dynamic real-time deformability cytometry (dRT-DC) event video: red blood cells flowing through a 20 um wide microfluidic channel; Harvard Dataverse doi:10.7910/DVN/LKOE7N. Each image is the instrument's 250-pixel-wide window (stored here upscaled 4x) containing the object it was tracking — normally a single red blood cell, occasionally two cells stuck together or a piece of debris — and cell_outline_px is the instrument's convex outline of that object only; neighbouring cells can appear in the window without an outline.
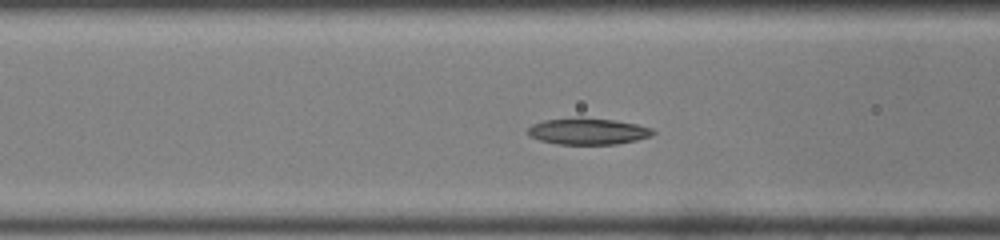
{"species": "common noctule bat (a hibernating species)", "species_latin": "Nyctalus noctula", "temperature_condition": "room temperature", "stored_images_in_passage": 28, "camera_frame_rate_fps": 3000, "um_per_image_px": 0.085, "animal": {"sex": "male", "body_mass_g": 19.0, "forearm_length_mm": 50.8}, "frame": {"image": 1, "passage_image": 7, "time_ms": 2.0, "image_size_px": [1000, 240], "cell_outline_px": [[656, 132], [652, 136], [636, 140], [616, 144], [556, 144], [540, 140], [528, 136], [528, 128], [532, 124], [544, 120], [580, 116], [616, 120], [636, 124], [652, 128]], "centroid_in_image_um": [49.97, 11.14], "position_along_channel_um": 116.6, "area_um2": 19.59}}
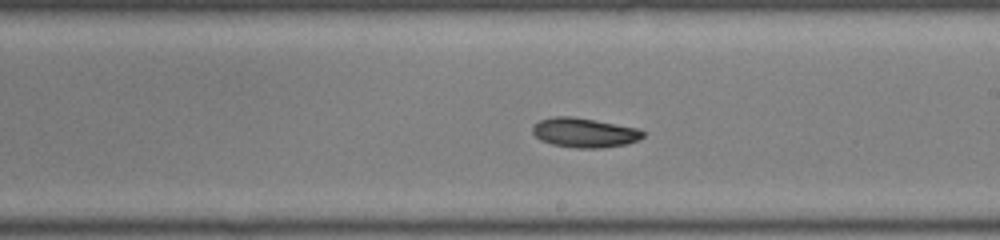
{"frame": {"image": 2, "passage_image": 16, "time_ms": 5.0, "image_size_px": [1000, 240], "cell_outline_px": [[644, 136], [640, 140], [628, 144], [600, 148], [576, 148], [552, 144], [540, 140], [532, 132], [532, 124], [540, 120], [552, 116], [572, 116], [640, 128], [644, 132]], "centroid_in_image_um": [49.69, 11.27], "position_along_channel_um": 239.3, "area_um2": 19.25}}
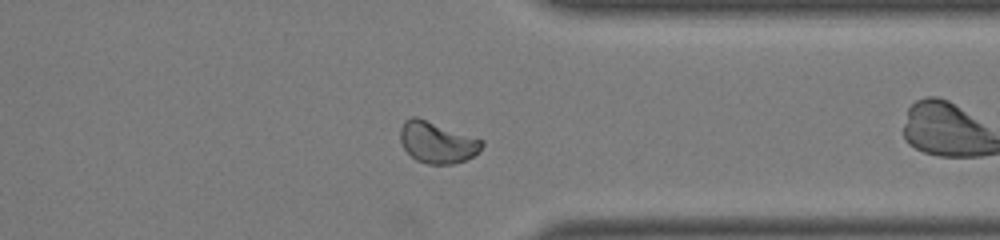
{"frame": {"image": 3, "passage_image": 26, "time_ms": 8.333, "image_size_px": [1000, 240], "cell_outline_px": [[484, 144], [472, 156], [464, 160], [452, 164], [428, 164], [416, 160], [404, 148], [400, 140], [400, 128], [404, 120], [412, 116], [416, 116], [484, 140]], "centroid_in_image_um": [37.13, 12.08], "position_along_channel_um": 374.3, "area_um2": 19.54}}